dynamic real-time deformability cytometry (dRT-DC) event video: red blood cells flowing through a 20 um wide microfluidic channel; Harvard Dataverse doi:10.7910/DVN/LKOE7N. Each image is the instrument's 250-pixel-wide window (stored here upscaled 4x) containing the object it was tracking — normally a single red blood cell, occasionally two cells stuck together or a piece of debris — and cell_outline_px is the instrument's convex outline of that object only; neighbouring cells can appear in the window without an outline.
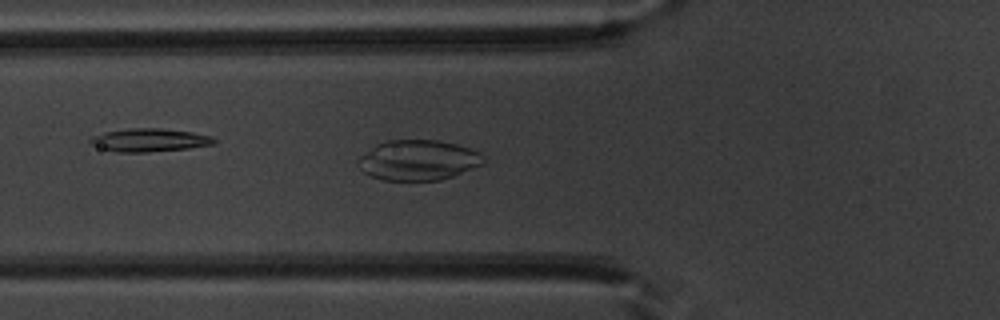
{"species": "common noctule bat (a hibernating species)", "species_latin": "Nyctalus noctula", "temperature_condition": "warm", "stored_images_in_passage": 51, "camera_frame_rate_fps": 3000, "um_per_image_px": 0.085, "animal": {"sex": "male", "body_mass_g": 20.1, "forearm_length_mm": 53.5}, "frame": {"image": 1, "passage_image": 18, "time_ms": 5.667, "image_size_px": [1000, 320], "cell_outline_px": [[484, 164], [452, 176], [440, 180], [384, 180], [372, 176], [364, 172], [356, 164], [356, 160], [360, 156], [376, 144], [388, 140], [440, 140], [456, 144], [480, 152], [484, 156]], "centroid_in_image_um": [35.54, 13.6], "position_along_channel_um": 90.3, "area_um2": 29.42}}
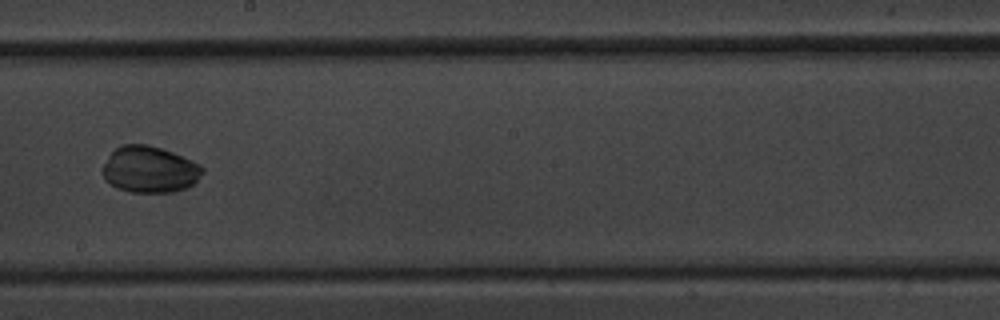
{"frame": {"image": 2, "passage_image": 29, "time_ms": 9.333, "image_size_px": [1000, 320], "cell_outline_px": [[204, 172], [192, 184], [184, 188], [172, 192], [132, 192], [116, 188], [104, 180], [104, 164], [108, 156], [120, 144], [148, 144], [172, 152], [200, 164], [204, 168]], "centroid_in_image_um": [12.7, 14.4], "position_along_channel_um": 235.5, "area_um2": 26.88}}
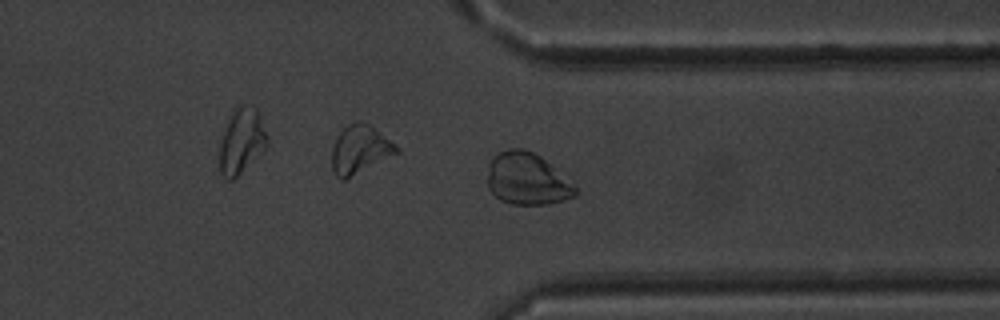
{"frame": {"image": 3, "passage_image": 39, "time_ms": 12.667, "image_size_px": [1000, 320], "cell_outline_px": [[580, 192], [576, 196], [564, 200], [548, 204], [512, 204], [500, 200], [488, 188], [488, 164], [500, 152], [508, 148], [524, 148], [540, 156], [572, 184]], "centroid_in_image_um": [44.79, 15.22], "position_along_channel_um": 366.6, "area_um2": 26.3}}